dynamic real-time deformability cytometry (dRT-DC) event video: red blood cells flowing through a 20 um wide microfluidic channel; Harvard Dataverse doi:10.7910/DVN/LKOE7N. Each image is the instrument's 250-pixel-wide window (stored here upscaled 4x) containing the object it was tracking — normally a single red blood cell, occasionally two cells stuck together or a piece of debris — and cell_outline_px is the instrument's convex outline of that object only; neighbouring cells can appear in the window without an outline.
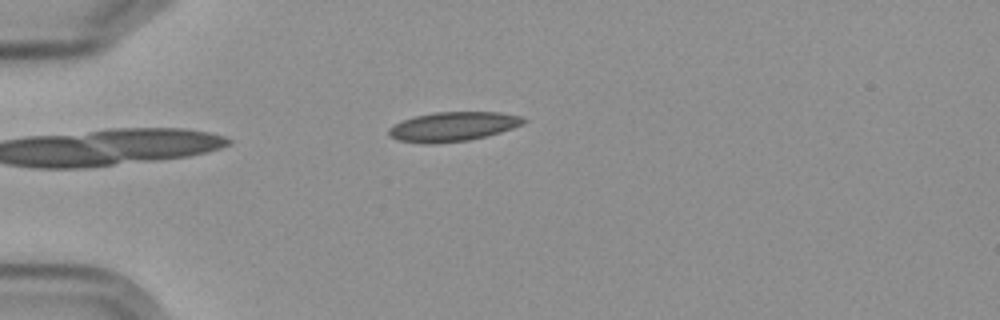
{"species": "Egyptian fruit bat (a non-hibernating species)", "species_latin": "Rousettus aegyptiacus", "temperature_condition": "cold", "stored_images_in_passage": 2, "camera_frame_rate_fps": 3000, "um_per_image_px": 0.085, "frame": {"image": 1, "passage_image": 2, "time_ms": 1.333, "image_size_px": [1000, 320], "cell_outline_px": [[528, 120], [524, 124], [488, 136], [468, 140], [432, 144], [424, 144], [400, 140], [392, 136], [388, 132], [388, 128], [404, 120], [416, 116], [432, 112], [500, 112], [520, 116]], "centroid_in_image_um": [38.54, 10.76], "position_along_channel_um": 46.5, "area_um2": 22.95}}